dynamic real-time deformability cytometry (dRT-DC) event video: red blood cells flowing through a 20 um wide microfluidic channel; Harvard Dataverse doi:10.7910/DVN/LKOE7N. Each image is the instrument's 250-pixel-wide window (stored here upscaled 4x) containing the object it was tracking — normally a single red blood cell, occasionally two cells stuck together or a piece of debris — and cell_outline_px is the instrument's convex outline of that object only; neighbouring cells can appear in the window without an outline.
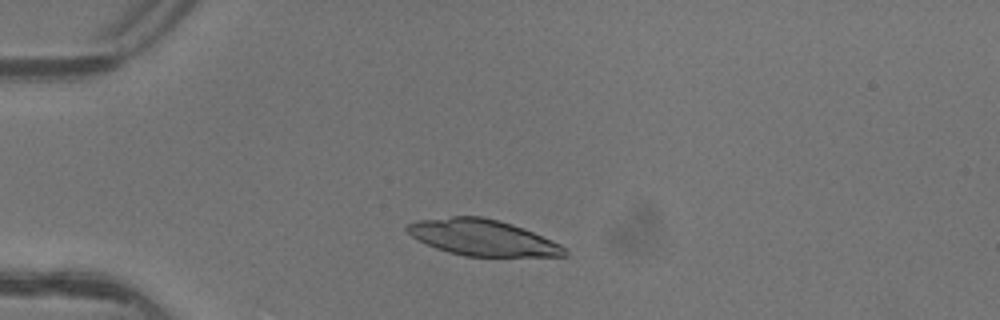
{"species": "common noctule bat (a hibernating species)", "species_latin": "Nyctalus noctula", "temperature_condition": "warm", "stored_images_in_passage": 2, "camera_frame_rate_fps": 3000, "um_per_image_px": 0.085, "animal": {"sex": "female"}, "frame": {"image": 1, "passage_image": 1, "time_ms": 0.0, "image_size_px": [1000, 320], "cell_outline_px": [[568, 256], [464, 256], [448, 252], [436, 248], [412, 236], [404, 228], [408, 224], [416, 220], [452, 216], [480, 216], [512, 224], [532, 232], [560, 244], [568, 252]], "centroid_in_image_um": [40.99, 20.19], "position_along_channel_um": 44.0, "area_um2": 32.71}}